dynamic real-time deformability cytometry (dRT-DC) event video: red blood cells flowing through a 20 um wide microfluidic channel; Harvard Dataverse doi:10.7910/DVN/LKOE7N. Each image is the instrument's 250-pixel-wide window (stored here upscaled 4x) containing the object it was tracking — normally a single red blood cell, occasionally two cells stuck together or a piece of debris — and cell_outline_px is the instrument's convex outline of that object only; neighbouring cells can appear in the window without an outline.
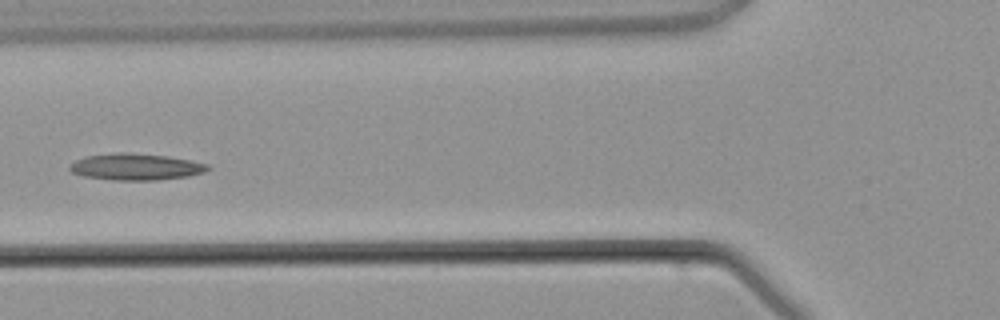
{"species": "common noctule bat (a hibernating species)", "species_latin": "Nyctalus noctula", "temperature_condition": "warm", "stored_images_in_passage": 4, "camera_frame_rate_fps": 3000, "um_per_image_px": 0.085, "animal": {"sex": "male", "body_mass_g": 21.5, "forearm_length_mm": 52.0}, "frame": {"image": 1, "passage_image": 4, "time_ms": 4.333, "image_size_px": [1000, 320], "cell_outline_px": [[212, 168], [204, 172], [188, 176], [156, 180], [112, 180], [84, 176], [72, 172], [68, 168], [76, 160], [84, 156], [120, 152], [128, 152], [168, 156], [192, 160], [208, 164]], "centroid_in_image_um": [11.57, 14.17], "position_along_channel_um": 114.2, "area_um2": 21.44}}